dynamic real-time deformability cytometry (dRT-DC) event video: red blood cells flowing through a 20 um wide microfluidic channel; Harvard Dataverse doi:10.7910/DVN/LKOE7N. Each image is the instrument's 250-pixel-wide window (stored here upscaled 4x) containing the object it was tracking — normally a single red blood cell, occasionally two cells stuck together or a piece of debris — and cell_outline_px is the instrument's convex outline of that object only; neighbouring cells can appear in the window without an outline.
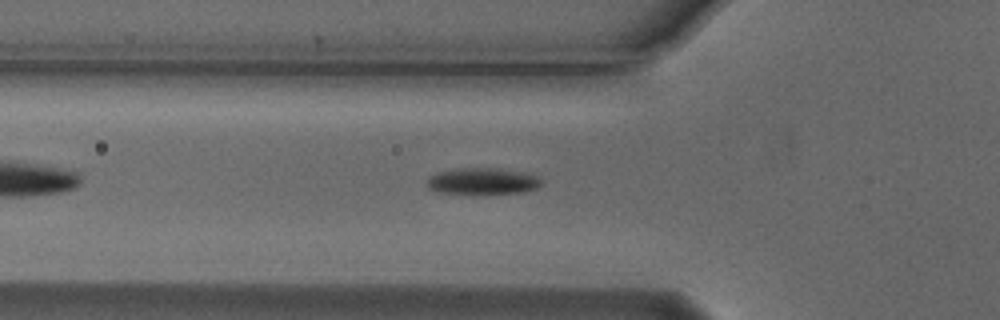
{"species": "Egyptian fruit bat (a non-hibernating species)", "species_latin": "Rousettus aegyptiacus", "temperature_condition": "cold", "stored_images_in_passage": 46, "camera_frame_rate_fps": 3000, "um_per_image_px": 0.085, "animal": {"sex": "male"}, "frame": {"image": 1, "passage_image": 9, "time_ms": 2.667, "image_size_px": [1000, 320], "cell_outline_px": [[544, 184], [536, 188], [524, 192], [440, 192], [428, 188], [428, 176], [440, 172], [464, 168], [500, 168], [524, 172], [540, 176], [544, 180]], "centroid_in_image_um": [41.13, 15.37], "position_along_channel_um": 84.7, "area_um2": 17.22}}
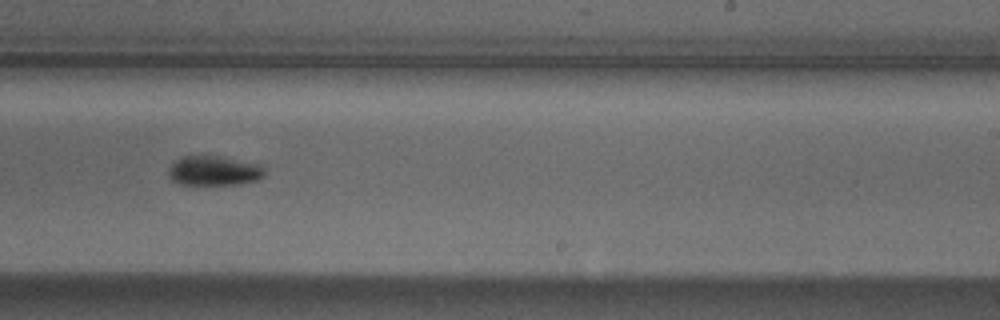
{"frame": {"image": 2, "passage_image": 24, "time_ms": 7.667, "image_size_px": [1000, 320], "cell_outline_px": [[264, 176], [260, 180], [240, 184], [180, 184], [172, 180], [168, 176], [168, 168], [180, 156], [220, 156], [260, 164], [264, 168]], "centroid_in_image_um": [18.2, 14.51], "position_along_channel_um": 270.8, "area_um2": 16.7}}
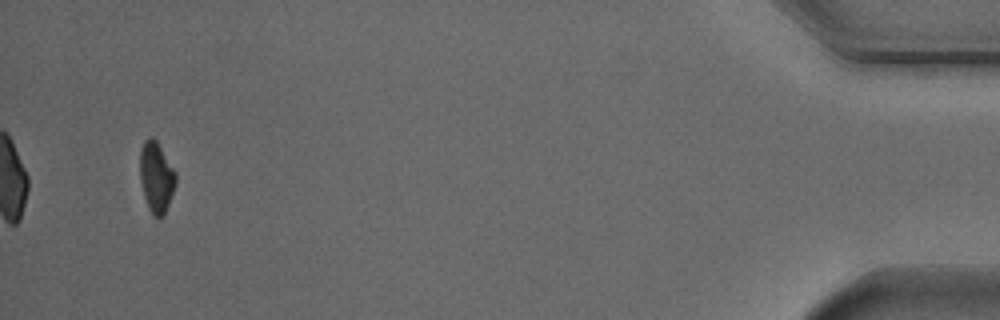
{"frame": {"image": 3, "passage_image": 43, "time_ms": 14.0, "image_size_px": [1000, 320], "cell_outline_px": [[176, 184], [164, 216], [152, 216], [148, 208], [144, 196], [140, 180], [140, 148], [144, 140], [148, 136], [156, 140], [176, 172]], "centroid_in_image_um": [13.28, 15.06], "position_along_channel_um": 421.9, "area_um2": 14.8}, "authors_computed_cell_mechanics": {"area_um2": 16.2996, "velocity_mm_per_s": 3.7151, "shape_relaxation_time_tau1_ms": 1.6874, "shape_relaxation_time_tau2_ms": null, "deformation_change_tau1": 0.1083, "deformation_change_tau2": null}}